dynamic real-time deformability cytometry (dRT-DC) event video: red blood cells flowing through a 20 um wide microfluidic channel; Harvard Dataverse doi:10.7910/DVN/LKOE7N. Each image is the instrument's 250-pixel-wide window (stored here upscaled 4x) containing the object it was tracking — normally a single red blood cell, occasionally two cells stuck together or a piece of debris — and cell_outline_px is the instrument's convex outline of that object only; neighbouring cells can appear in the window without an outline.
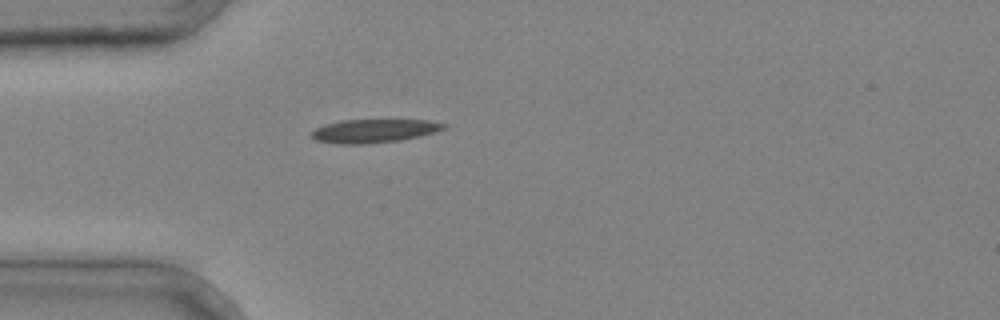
{"species": "common noctule bat (a hibernating species)", "species_latin": "Nyctalus noctula", "temperature_condition": "cold", "stored_images_in_passage": 28, "camera_frame_rate_fps": 3000, "um_per_image_px": 0.085, "animal": {"sex": "male", "body_mass_g": 20.4}, "frame": {"image": 1, "passage_image": 1, "time_ms": 0.0, "image_size_px": [1000, 320], "cell_outline_px": [[448, 128], [436, 132], [420, 136], [400, 140], [368, 144], [336, 144], [316, 140], [312, 136], [312, 132], [316, 128], [324, 124], [340, 120], [428, 120], [448, 124]], "centroid_in_image_um": [31.83, 11.12], "position_along_channel_um": 53.2, "area_um2": 18.26}}
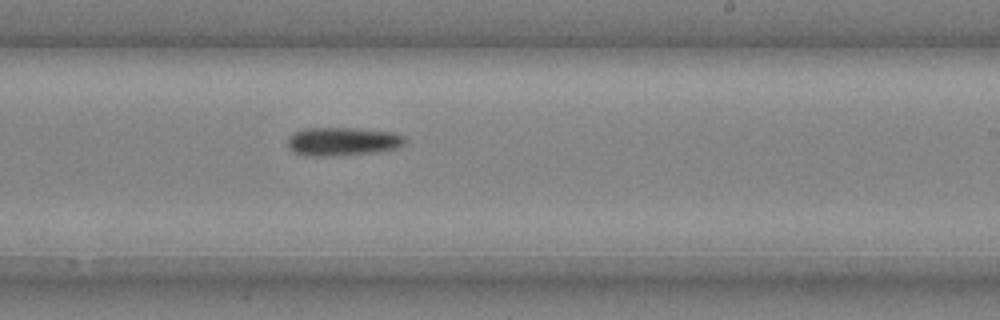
{"frame": {"image": 2, "passage_image": 15, "time_ms": 4.667, "image_size_px": [1000, 320], "cell_outline_px": [[408, 140], [404, 144], [396, 148], [376, 152], [332, 156], [304, 156], [288, 148], [288, 136], [292, 132], [304, 128], [352, 128], [392, 132], [404, 136]], "centroid_in_image_um": [29.09, 12.02], "position_along_channel_um": 259.9, "area_um2": 19.59}}
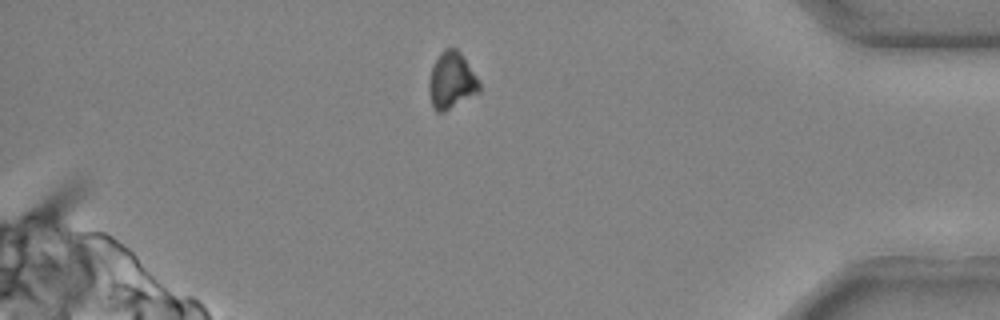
{"frame": {"image": 3, "passage_image": 26, "time_ms": 8.333, "image_size_px": [1000, 320], "cell_outline_px": [[480, 92], [444, 112], [436, 112], [432, 108], [428, 92], [428, 84], [432, 64], [440, 52], [444, 48], [456, 48], [460, 52], [480, 80]], "centroid_in_image_um": [38.36, 6.86], "position_along_channel_um": 396.8, "area_um2": 16.99}}